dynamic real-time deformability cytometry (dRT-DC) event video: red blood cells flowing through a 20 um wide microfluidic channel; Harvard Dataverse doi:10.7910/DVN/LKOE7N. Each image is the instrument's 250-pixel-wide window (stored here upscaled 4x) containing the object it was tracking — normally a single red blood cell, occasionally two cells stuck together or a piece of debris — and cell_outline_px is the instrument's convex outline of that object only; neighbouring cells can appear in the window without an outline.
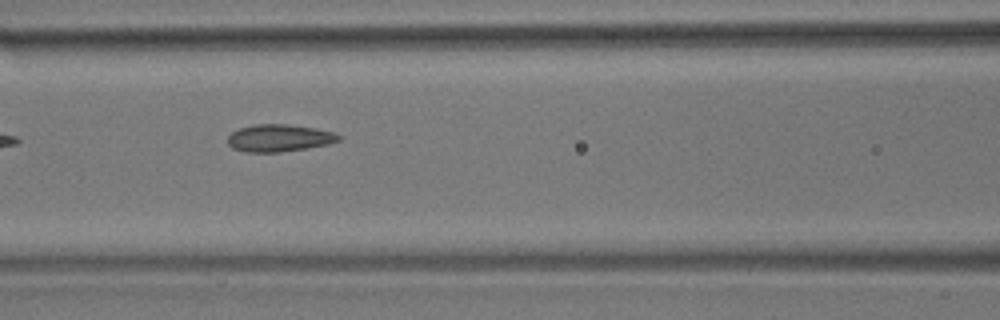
{"species": "common noctule bat (a hibernating species)", "species_latin": "Nyctalus noctula", "temperature_condition": "room temperature", "stored_images_in_passage": 10, "camera_frame_rate_fps": 3000, "um_per_image_px": 0.085, "animal": {"sex": "male", "body_mass_g": 17.9}, "frame": {"image": 1, "passage_image": 7, "time_ms": 7.0, "image_size_px": [1000, 320], "cell_outline_px": [[340, 140], [328, 144], [280, 152], [244, 152], [232, 148], [228, 144], [228, 136], [232, 132], [240, 128], [252, 124], [288, 124], [316, 128], [332, 132], [340, 136]], "centroid_in_image_um": [23.69, 11.72], "position_along_channel_um": 142.9, "area_um2": 17.57}}